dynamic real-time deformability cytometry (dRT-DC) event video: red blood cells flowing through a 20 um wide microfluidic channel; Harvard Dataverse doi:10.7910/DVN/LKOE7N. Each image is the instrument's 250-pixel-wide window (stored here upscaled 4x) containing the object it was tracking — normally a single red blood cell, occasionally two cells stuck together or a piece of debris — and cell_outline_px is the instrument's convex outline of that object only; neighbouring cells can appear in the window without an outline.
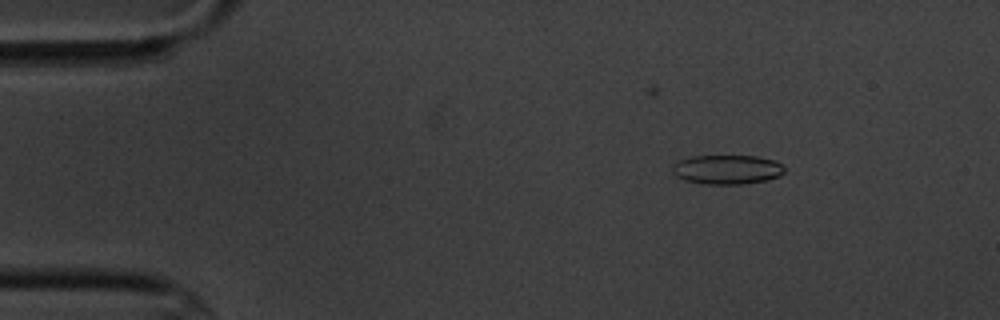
{"species": "common noctule bat (a hibernating species)", "species_latin": "Nyctalus noctula", "temperature_condition": "cold", "stored_images_in_passage": 7, "camera_frame_rate_fps": 3000, "um_per_image_px": 0.085, "animal": {"sex": "male", "body_mass_g": 20.1, "forearm_length_mm": 53.5}, "frame": {"image": 1, "passage_image": 3, "time_ms": 3.333, "image_size_px": [1000, 320], "cell_outline_px": [[784, 172], [780, 176], [768, 180], [744, 184], [704, 184], [684, 180], [676, 176], [672, 172], [672, 164], [680, 160], [692, 156], [756, 156], [776, 160], [784, 168]], "centroid_in_image_um": [61.8, 14.41], "position_along_channel_um": 23.2, "area_um2": 19.31}}
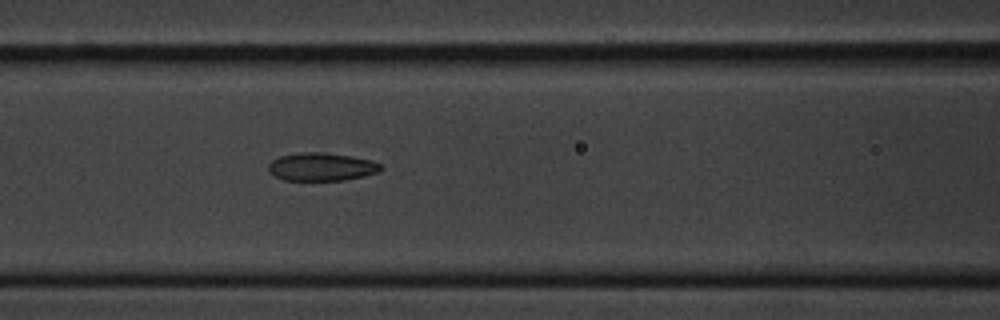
{"frame": {"image": 2, "passage_image": 7, "time_ms": 8.667, "image_size_px": [1000, 320], "cell_outline_px": [[384, 168], [380, 172], [364, 176], [344, 180], [284, 180], [268, 172], [268, 164], [272, 160], [280, 156], [300, 152], [324, 152], [352, 156], [372, 160], [380, 164]], "centroid_in_image_um": [27.35, 14.17], "position_along_channel_um": 139.3, "area_um2": 18.55}}